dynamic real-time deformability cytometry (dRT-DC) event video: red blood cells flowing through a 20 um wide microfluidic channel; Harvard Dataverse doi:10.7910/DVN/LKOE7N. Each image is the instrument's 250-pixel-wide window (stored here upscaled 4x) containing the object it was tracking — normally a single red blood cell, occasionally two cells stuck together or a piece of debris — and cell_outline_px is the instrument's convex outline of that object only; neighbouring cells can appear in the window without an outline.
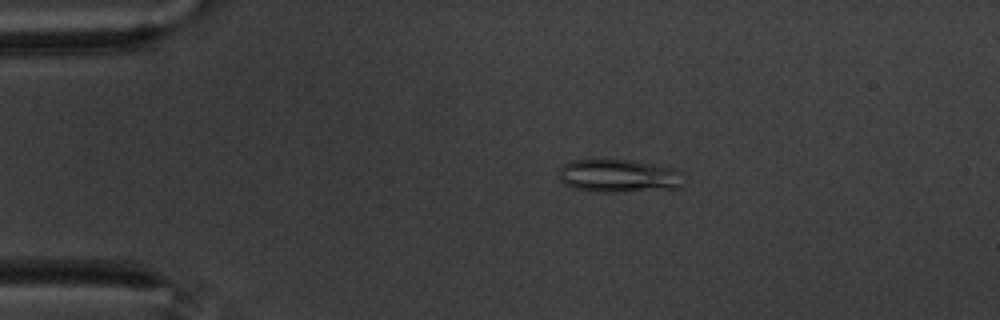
{"species": "common noctule bat (a hibernating species)", "species_latin": "Nyctalus noctula", "temperature_condition": "warm", "stored_images_in_passage": 58, "camera_frame_rate_fps": 3000, "um_per_image_px": 0.085, "animal": {"sex": "male", "body_mass_g": 20.1, "forearm_length_mm": 53.5}, "frame": {"image": 1, "passage_image": 12, "time_ms": 3.667, "image_size_px": [1000, 320], "cell_outline_px": [[684, 172], [680, 188], [620, 192], [596, 192], [576, 188], [564, 184], [560, 180], [560, 168], [564, 164], [572, 160], [628, 160], [652, 164], [672, 168]], "centroid_in_image_um": [52.61, 14.96], "position_along_channel_um": 32.4, "area_um2": 23.99}}
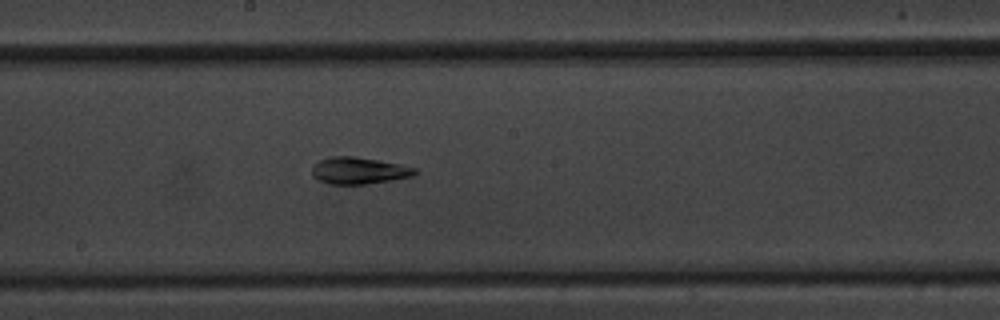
{"frame": {"image": 2, "passage_image": 32, "time_ms": 10.333, "image_size_px": [1000, 320], "cell_outline_px": [[416, 172], [412, 176], [392, 180], [364, 184], [328, 184], [316, 180], [312, 176], [312, 168], [320, 160], [332, 156], [352, 156], [400, 164], [416, 168]], "centroid_in_image_um": [30.46, 14.51], "position_along_channel_um": 217.7, "area_um2": 15.95}}
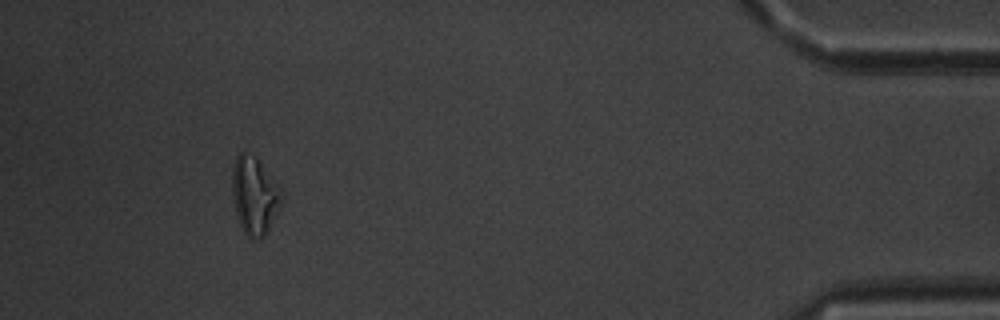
{"frame": {"image": 3, "passage_image": 54, "time_ms": 17.667, "image_size_px": [1000, 320], "cell_outline_px": [[284, 200], [264, 236], [260, 240], [252, 240], [244, 232], [240, 224], [236, 212], [232, 192], [232, 168], [236, 156], [240, 152], [244, 152], [256, 156], [260, 160], [280, 184], [284, 192]], "centroid_in_image_um": [21.68, 16.59], "position_along_channel_um": 413.5, "area_um2": 22.89}, "authors_computed_cell_mechanics": {"area_um2": 18.3515, "velocity_mm_per_s": 3.4932, "shape_relaxation_time_tau1_ms": null, "shape_relaxation_time_tau2_ms": 5.3832, "deformation_change_tau1": null, "deformation_change_tau2": 0.1033}}